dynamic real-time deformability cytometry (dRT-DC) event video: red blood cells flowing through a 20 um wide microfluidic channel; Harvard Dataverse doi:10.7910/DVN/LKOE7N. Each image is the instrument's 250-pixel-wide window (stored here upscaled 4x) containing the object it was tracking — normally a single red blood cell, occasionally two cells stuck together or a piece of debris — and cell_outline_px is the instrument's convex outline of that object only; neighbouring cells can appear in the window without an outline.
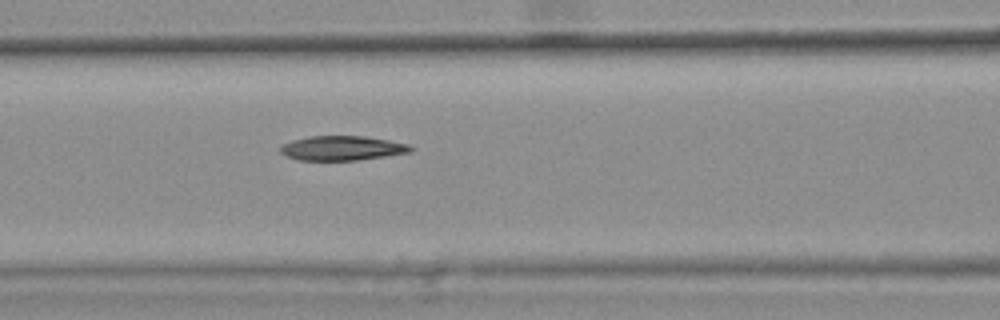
{"species": "common noctule bat (a hibernating species)", "species_latin": "Nyctalus noctula", "temperature_condition": "warm", "stored_images_in_passage": 4, "camera_frame_rate_fps": 3000, "um_per_image_px": 0.085, "animal": {"sex": "female", "body_mass_g": 25.1}, "frame": {"image": 1, "passage_image": 4, "time_ms": 1.0, "image_size_px": [1000, 320], "cell_outline_px": [[416, 148], [412, 152], [356, 160], [296, 160], [280, 152], [280, 148], [284, 144], [292, 140], [308, 136], [364, 136], [388, 140], [408, 144]], "centroid_in_image_um": [29.1, 12.59], "position_along_channel_um": 137.5, "area_um2": 18.55}}